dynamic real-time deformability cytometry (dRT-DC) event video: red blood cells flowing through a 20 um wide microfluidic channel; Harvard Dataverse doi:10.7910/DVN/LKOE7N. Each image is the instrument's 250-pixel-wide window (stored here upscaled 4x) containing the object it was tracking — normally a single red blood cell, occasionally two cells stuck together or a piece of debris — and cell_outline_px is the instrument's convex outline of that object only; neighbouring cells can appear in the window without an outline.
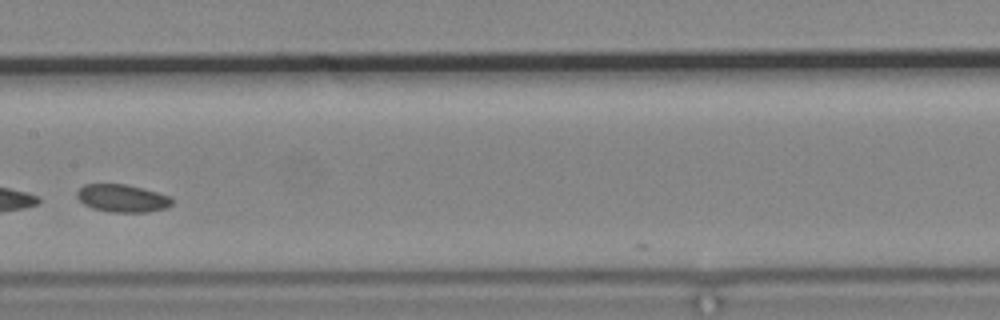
{"species": "common noctule bat (a hibernating species)", "species_latin": "Nyctalus noctula", "temperature_condition": "cold", "stored_images_in_passage": 5, "segment_of_instrument_passage": [2, 2], "camera_frame_rate_fps": 3000, "um_per_image_px": 0.085, "animal": {"sex": "male", "body_mass_g": 19.2, "forearm_length_mm": 51.8}, "frame": {"image": 1, "passage_image": 5, "time_ms": 5.0, "image_size_px": [1000, 320], "cell_outline_px": [[172, 204], [164, 208], [148, 212], [112, 212], [92, 208], [84, 204], [76, 196], [76, 192], [84, 184], [124, 184], [156, 192], [168, 196], [172, 200]], "centroid_in_image_um": [10.35, 16.85], "position_along_channel_um": 197.1, "area_um2": 15.09}}